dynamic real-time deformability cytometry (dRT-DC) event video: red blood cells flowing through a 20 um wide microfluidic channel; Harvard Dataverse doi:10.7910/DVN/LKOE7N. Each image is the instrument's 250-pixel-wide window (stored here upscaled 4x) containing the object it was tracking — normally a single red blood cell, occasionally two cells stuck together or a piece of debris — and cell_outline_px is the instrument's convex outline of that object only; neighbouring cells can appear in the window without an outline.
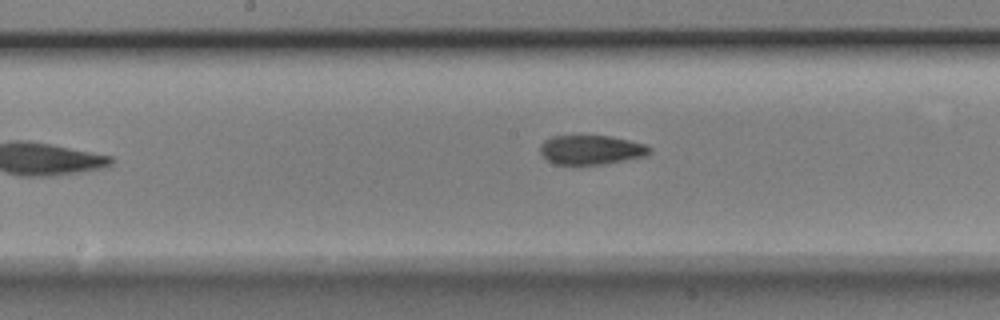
{"species": "Egyptian fruit bat (a non-hibernating species)", "species_latin": "Rousettus aegyptiacus", "temperature_condition": "room temperature", "stored_images_in_passage": 8, "camera_frame_rate_fps": 3000, "um_per_image_px": 0.085, "animal": {"sex": "male"}, "frame": {"image": 1, "passage_image": 7, "time_ms": 2.0, "image_size_px": [1000, 320], "cell_outline_px": [[652, 152], [648, 156], [604, 164], [556, 164], [548, 160], [540, 152], [540, 144], [544, 140], [552, 136], [608, 136], [648, 144], [652, 148]], "centroid_in_image_um": [50.3, 12.73], "position_along_channel_um": 197.9, "area_um2": 18.79}}
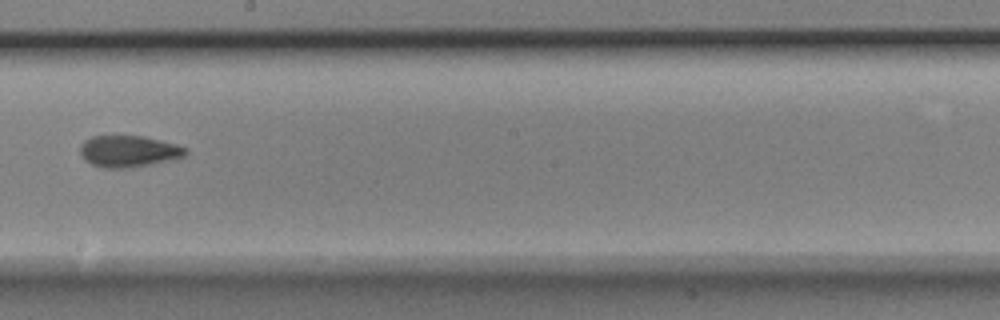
{"frame": {"image": 2, "passage_image": 8, "time_ms": 2.333, "image_size_px": [1000, 320], "cell_outline_px": [[188, 152], [184, 156], [172, 160], [152, 164], [128, 168], [104, 168], [92, 164], [84, 160], [80, 152], [80, 144], [84, 140], [92, 136], [144, 136], [176, 144], [188, 148]], "centroid_in_image_um": [10.94, 12.86], "position_along_channel_um": 237.3, "area_um2": 19.54}}